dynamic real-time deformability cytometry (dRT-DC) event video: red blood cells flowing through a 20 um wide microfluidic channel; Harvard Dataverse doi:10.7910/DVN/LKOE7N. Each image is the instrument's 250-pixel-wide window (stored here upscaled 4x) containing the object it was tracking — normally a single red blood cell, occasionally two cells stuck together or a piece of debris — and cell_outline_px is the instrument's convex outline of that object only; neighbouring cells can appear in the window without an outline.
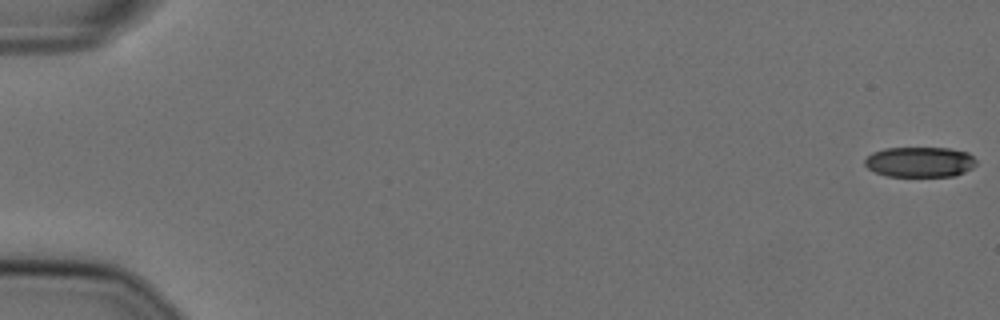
{"species": "Egyptian fruit bat (a non-hibernating species)", "species_latin": "Rousettus aegyptiacus", "temperature_condition": "cold", "stored_images_in_passage": 18, "camera_frame_rate_fps": 3000, "um_per_image_px": 0.085, "animal": {"sex": "female"}, "frame": {"image": 1, "passage_image": 1, "time_ms": 0.0, "image_size_px": [1000, 320], "cell_outline_px": [[976, 164], [972, 168], [956, 176], [888, 176], [876, 172], [868, 168], [864, 164], [864, 160], [872, 152], [884, 148], [948, 148], [968, 152], [976, 160]], "centroid_in_image_um": [78.19, 13.76], "position_along_channel_um": 6.8, "area_um2": 19.71}}
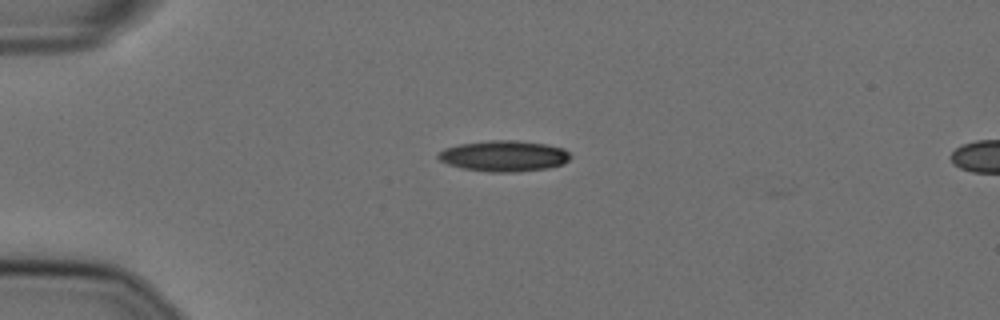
{"frame": {"image": 2, "passage_image": 15, "time_ms": 4.667, "image_size_px": [1000, 320], "cell_outline_px": [[572, 156], [564, 164], [548, 168], [512, 172], [492, 172], [464, 168], [448, 164], [440, 160], [436, 156], [444, 148], [460, 144], [488, 140], [516, 140], [548, 144], [564, 148]], "centroid_in_image_um": [42.87, 13.25], "position_along_channel_um": 42.1, "area_um2": 23.81}}